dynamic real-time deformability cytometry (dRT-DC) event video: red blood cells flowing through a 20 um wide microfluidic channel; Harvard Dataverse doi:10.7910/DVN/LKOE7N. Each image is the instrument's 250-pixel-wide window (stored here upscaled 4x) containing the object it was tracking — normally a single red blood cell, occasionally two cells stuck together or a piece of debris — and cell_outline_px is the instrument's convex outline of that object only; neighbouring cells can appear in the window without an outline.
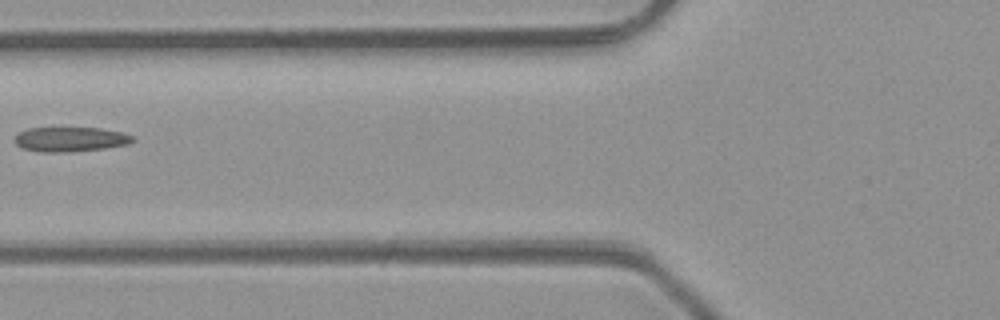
{"species": "common noctule bat (a hibernating species)", "species_latin": "Nyctalus noctula", "temperature_condition": "room temperature", "stored_images_in_passage": 6, "camera_frame_rate_fps": 3000, "um_per_image_px": 0.085, "animal": {"sex": "male", "body_mass_g": 23.1, "forearm_length_mm": 52.7}, "frame": {"image": 1, "passage_image": 6, "time_ms": 5.667, "image_size_px": [1000, 320], "cell_outline_px": [[136, 140], [128, 144], [104, 148], [68, 152], [40, 152], [20, 148], [16, 144], [16, 136], [20, 132], [28, 128], [100, 128], [120, 132], [132, 136]], "centroid_in_image_um": [5.97, 11.84], "position_along_channel_um": 119.8, "area_um2": 16.82}}